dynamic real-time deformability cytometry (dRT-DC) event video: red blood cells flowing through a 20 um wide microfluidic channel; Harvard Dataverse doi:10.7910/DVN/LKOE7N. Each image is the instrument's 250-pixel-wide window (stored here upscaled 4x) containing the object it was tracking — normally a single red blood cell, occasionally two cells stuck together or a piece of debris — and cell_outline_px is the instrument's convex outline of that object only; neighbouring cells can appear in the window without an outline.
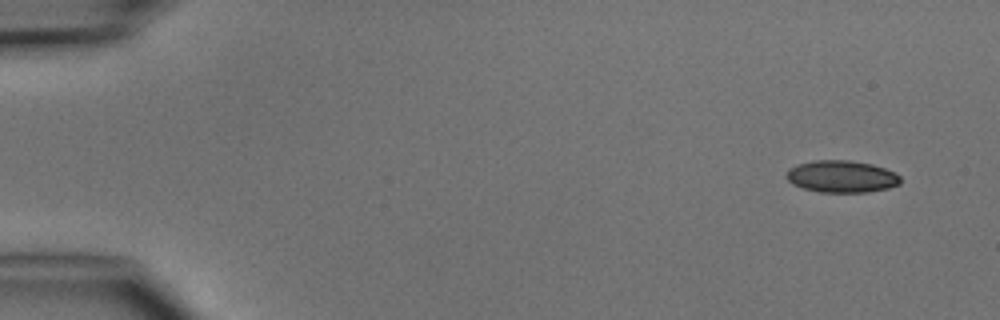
{"species": "common noctule bat (a hibernating species)", "species_latin": "Nyctalus noctula", "temperature_condition": "cold", "stored_images_in_passage": 4, "camera_frame_rate_fps": 3000, "um_per_image_px": 0.085, "animal": {"sex": "male", "body_mass_g": 15.6}, "frame": {"image": 1, "passage_image": 1, "time_ms": 0.0, "image_size_px": [1000, 320], "cell_outline_px": [[900, 184], [888, 188], [868, 192], [820, 192], [804, 188], [792, 184], [784, 176], [788, 168], [796, 164], [812, 160], [848, 160], [872, 164], [896, 172], [900, 176]], "centroid_in_image_um": [71.51, 14.99], "position_along_channel_um": 13.5, "area_um2": 21.5}}
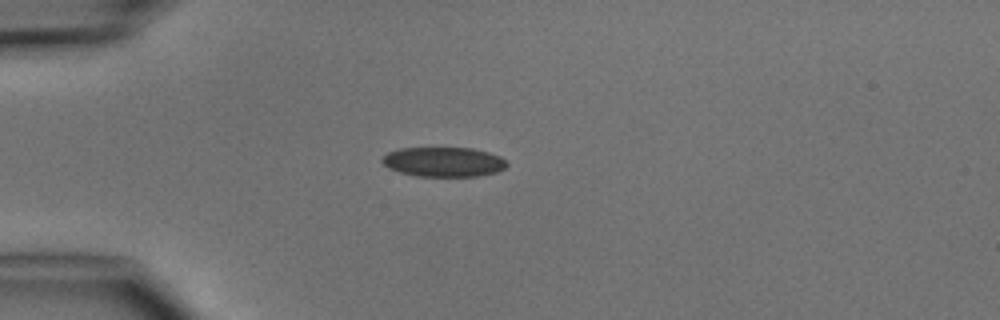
{"frame": {"image": 2, "passage_image": 4, "time_ms": 3.333, "image_size_px": [1000, 320], "cell_outline_px": [[508, 164], [504, 168], [496, 172], [480, 176], [416, 176], [400, 172], [388, 168], [380, 160], [388, 152], [400, 148], [472, 148], [488, 152], [500, 156]], "centroid_in_image_um": [37.7, 13.76], "position_along_channel_um": 47.3, "area_um2": 21.5}}